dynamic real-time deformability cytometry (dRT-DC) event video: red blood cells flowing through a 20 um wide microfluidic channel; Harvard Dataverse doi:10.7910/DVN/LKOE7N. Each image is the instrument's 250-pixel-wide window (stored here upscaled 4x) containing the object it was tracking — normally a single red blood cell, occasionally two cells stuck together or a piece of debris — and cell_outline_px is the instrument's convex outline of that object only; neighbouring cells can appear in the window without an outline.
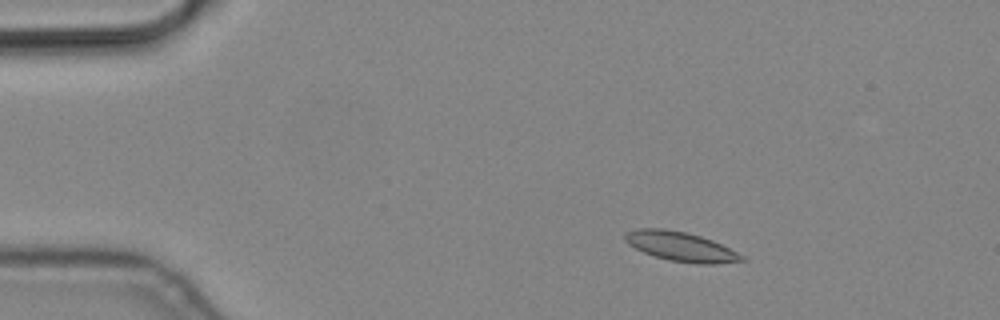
{"species": "common noctule bat (a hibernating species)", "species_latin": "Nyctalus noctula", "temperature_condition": "cold", "stored_images_in_passage": 6, "camera_frame_rate_fps": 3000, "um_per_image_px": 0.085, "animal": {"sex": "male", "body_mass_g": 19.2, "forearm_length_mm": 51.8}, "frame": {"image": 1, "passage_image": 3, "time_ms": 0.667, "image_size_px": [1000, 320], "cell_outline_px": [[748, 260], [716, 264], [700, 264], [672, 260], [656, 256], [644, 252], [628, 244], [624, 240], [624, 236], [628, 232], [636, 228], [664, 228], [684, 232], [700, 236], [712, 240], [744, 256]], "centroid_in_image_um": [57.87, 20.95], "position_along_channel_um": 27.1, "area_um2": 19.71}}